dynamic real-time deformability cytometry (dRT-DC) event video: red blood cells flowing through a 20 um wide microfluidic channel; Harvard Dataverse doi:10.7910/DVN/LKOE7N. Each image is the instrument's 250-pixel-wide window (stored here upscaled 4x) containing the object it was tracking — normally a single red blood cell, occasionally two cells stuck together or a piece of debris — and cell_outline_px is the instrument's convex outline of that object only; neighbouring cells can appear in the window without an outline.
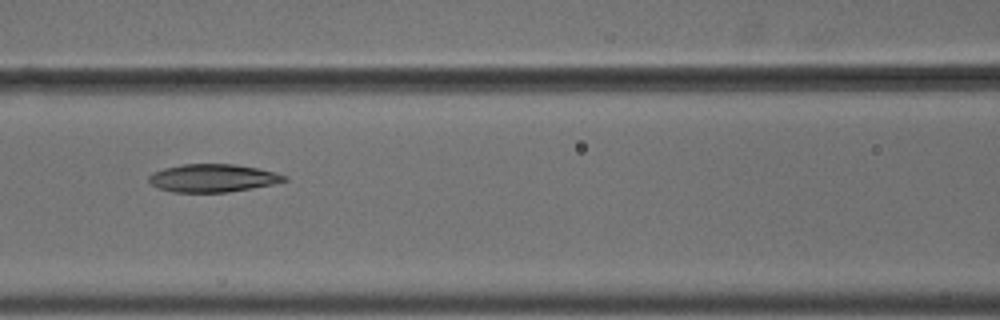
{"species": "common noctule bat (a hibernating species)", "species_latin": "Nyctalus noctula", "temperature_condition": "cold", "stored_images_in_passage": 8, "camera_frame_rate_fps": 3000, "um_per_image_px": 0.085, "animal": {"sex": "male", "body_mass_g": 18.8}, "frame": {"image": 1, "passage_image": 7, "time_ms": 2.0, "image_size_px": [1000, 320], "cell_outline_px": [[288, 180], [272, 184], [228, 192], [172, 192], [160, 188], [152, 184], [148, 180], [148, 176], [152, 172], [164, 168], [184, 164], [236, 164], [276, 172], [288, 176]], "centroid_in_image_um": [18.09, 15.13], "position_along_channel_um": 148.5, "area_um2": 21.96}}
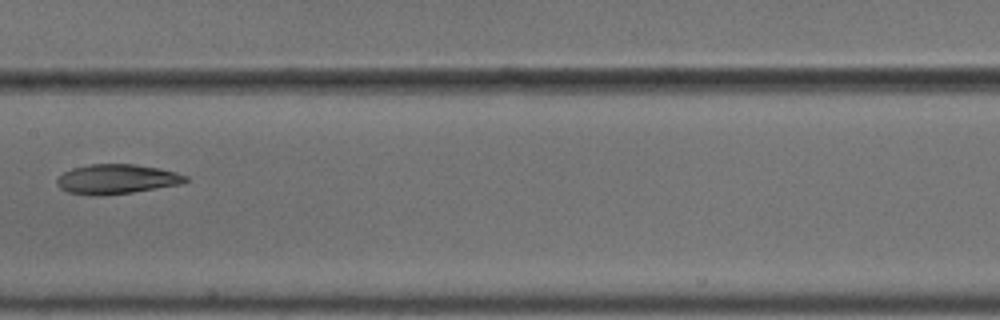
{"frame": {"image": 2, "passage_image": 8, "time_ms": 2.333, "image_size_px": [1000, 320], "cell_outline_px": [[188, 180], [180, 184], [132, 192], [100, 196], [92, 196], [68, 192], [60, 188], [56, 184], [56, 180], [64, 172], [72, 168], [92, 164], [136, 164], [160, 168], [176, 172], [188, 176]], "centroid_in_image_um": [9.91, 15.22], "position_along_channel_um": 197.5, "area_um2": 22.25}}